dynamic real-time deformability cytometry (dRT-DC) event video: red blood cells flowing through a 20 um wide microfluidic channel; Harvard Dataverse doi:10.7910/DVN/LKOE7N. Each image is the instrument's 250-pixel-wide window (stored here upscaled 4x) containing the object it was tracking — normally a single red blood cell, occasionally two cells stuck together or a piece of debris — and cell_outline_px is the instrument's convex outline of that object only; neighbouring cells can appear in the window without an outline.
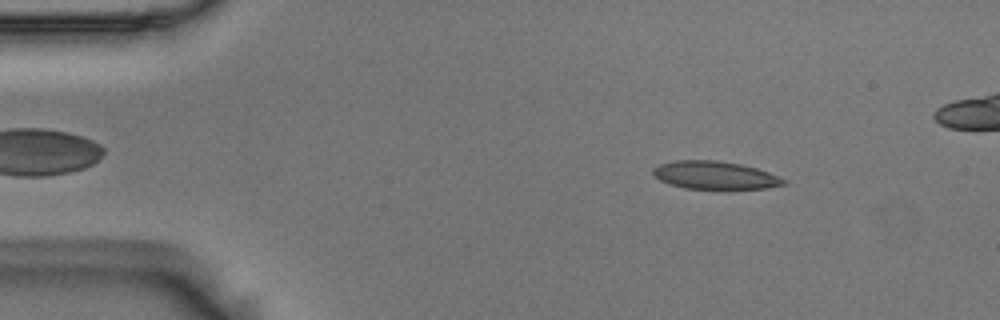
{"species": "Egyptian fruit bat (a non-hibernating species)", "species_latin": "Rousettus aegyptiacus", "temperature_condition": "room temperature", "stored_images_in_passage": 51, "camera_frame_rate_fps": 3000, "um_per_image_px": 0.085, "animal": {"sex": "male"}, "frame": {"image": 1, "passage_image": 7, "time_ms": 2.0, "image_size_px": [1000, 320], "cell_outline_px": [[788, 184], [764, 188], [684, 188], [668, 184], [660, 180], [652, 172], [652, 168], [660, 164], [676, 160], [716, 160], [740, 164], [756, 168], [768, 172], [788, 180]], "centroid_in_image_um": [60.77, 14.88], "position_along_channel_um": 24.2, "area_um2": 21.1}}
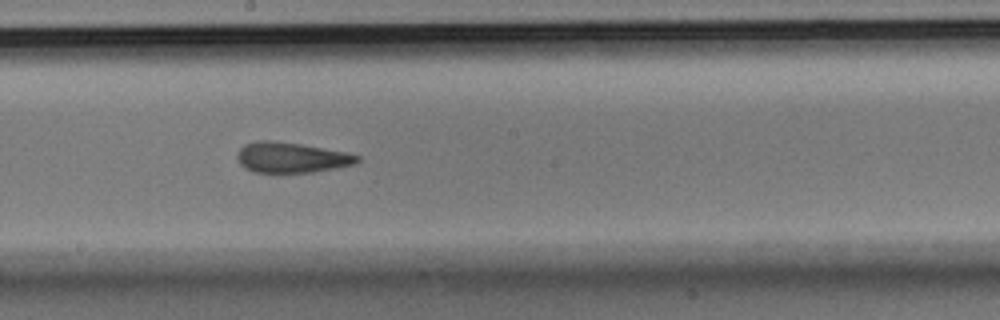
{"frame": {"image": 2, "passage_image": 29, "time_ms": 9.333, "image_size_px": [1000, 320], "cell_outline_px": [[360, 160], [352, 164], [336, 168], [312, 172], [252, 172], [244, 168], [240, 164], [236, 156], [240, 148], [244, 144], [260, 140], [272, 140], [300, 144], [348, 152], [360, 156]], "centroid_in_image_um": [24.74, 13.38], "position_along_channel_um": 223.5, "area_um2": 21.27}}
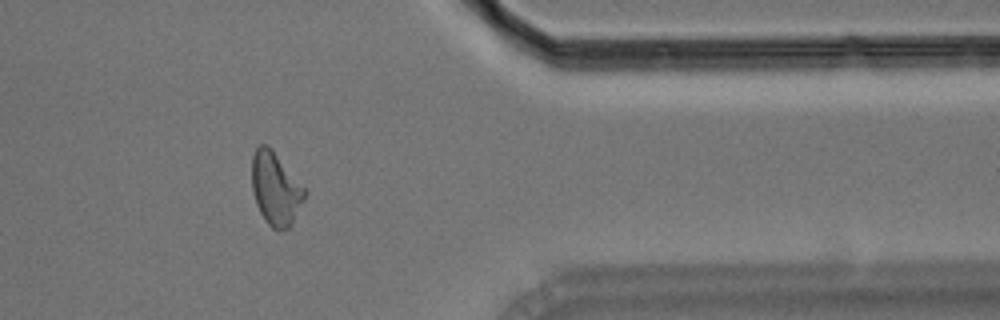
{"frame": {"image": 3, "passage_image": 44, "time_ms": 14.333, "image_size_px": [1000, 320], "cell_outline_px": [[308, 192], [292, 224], [288, 228], [280, 232], [272, 228], [268, 224], [260, 212], [256, 204], [252, 188], [252, 156], [256, 148], [260, 144], [264, 144], [272, 148]], "centroid_in_image_um": [23.43, 16.05], "position_along_channel_um": 388.0, "area_um2": 22.54}, "authors_computed_cell_mechanics": {"area_um2": 21.5016, "velocity_mm_per_s": 3.6431, "shape_relaxation_time_tau1_ms": 8.8386, "shape_relaxation_time_tau2_ms": 1.9022, "deformation_change_tau1": 0.2073, "deformation_change_tau2": 0.1028}}